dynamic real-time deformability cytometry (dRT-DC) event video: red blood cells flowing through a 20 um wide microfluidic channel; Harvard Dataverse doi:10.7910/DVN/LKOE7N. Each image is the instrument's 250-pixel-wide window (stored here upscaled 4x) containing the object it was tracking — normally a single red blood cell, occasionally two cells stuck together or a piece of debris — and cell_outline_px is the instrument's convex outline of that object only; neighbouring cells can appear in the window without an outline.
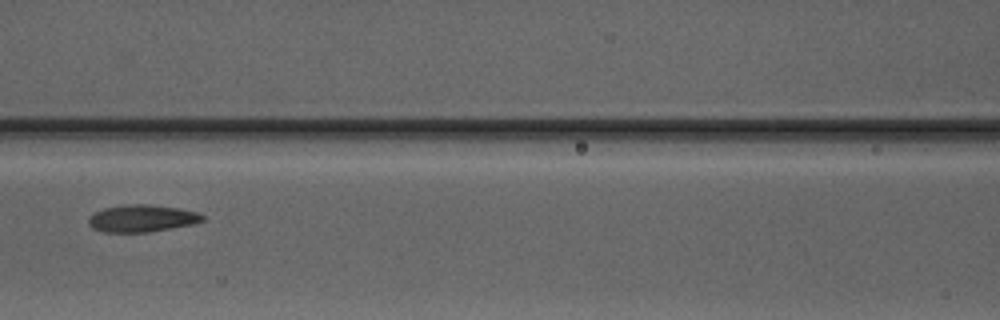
{"species": "Egyptian fruit bat (a non-hibernating species)", "species_latin": "Rousettus aegyptiacus", "temperature_condition": "warm", "stored_images_in_passage": 4, "camera_frame_rate_fps": 3000, "um_per_image_px": 0.085, "animal": {"sex": "male"}, "frame": {"image": 1, "passage_image": 4, "time_ms": 3.333, "image_size_px": [1000, 320], "cell_outline_px": [[204, 220], [192, 224], [148, 232], [100, 232], [92, 228], [88, 224], [88, 216], [104, 208], [132, 204], [148, 204], [180, 208], [196, 212], [204, 216]], "centroid_in_image_um": [12.03, 18.56], "position_along_channel_um": 154.6, "area_um2": 17.98}}